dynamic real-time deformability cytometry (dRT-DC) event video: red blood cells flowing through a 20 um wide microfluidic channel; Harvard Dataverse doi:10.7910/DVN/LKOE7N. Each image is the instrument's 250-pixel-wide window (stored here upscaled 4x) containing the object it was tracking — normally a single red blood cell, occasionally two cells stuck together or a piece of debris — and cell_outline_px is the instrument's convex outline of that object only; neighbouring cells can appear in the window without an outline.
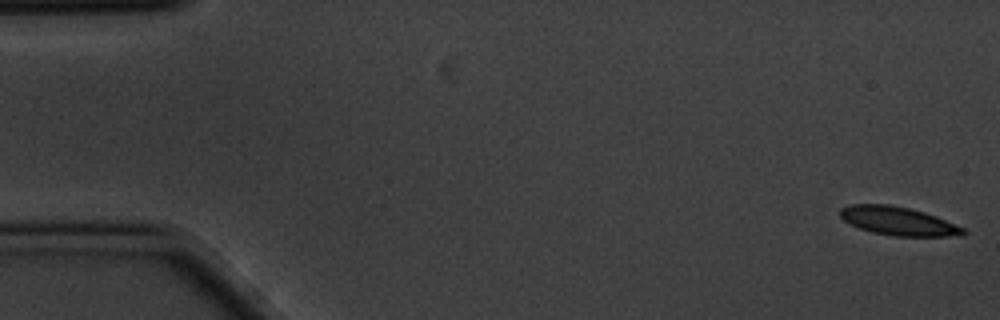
{"species": "common noctule bat (a hibernating species)", "species_latin": "Nyctalus noctula", "temperature_condition": "cold", "stored_images_in_passage": 5, "camera_frame_rate_fps": 3000, "um_per_image_px": 0.085, "animal": {"sex": "male", "body_mass_g": 20.1, "forearm_length_mm": 53.5}, "frame": {"image": 1, "passage_image": 1, "time_ms": 0.0, "image_size_px": [1000, 320], "cell_outline_px": [[968, 232], [964, 236], [892, 236], [872, 232], [860, 228], [844, 220], [840, 216], [840, 208], [852, 204], [892, 204], [924, 212], [936, 216], [964, 228]], "centroid_in_image_um": [76.38, 18.79], "position_along_channel_um": 8.6, "area_um2": 20.46}}